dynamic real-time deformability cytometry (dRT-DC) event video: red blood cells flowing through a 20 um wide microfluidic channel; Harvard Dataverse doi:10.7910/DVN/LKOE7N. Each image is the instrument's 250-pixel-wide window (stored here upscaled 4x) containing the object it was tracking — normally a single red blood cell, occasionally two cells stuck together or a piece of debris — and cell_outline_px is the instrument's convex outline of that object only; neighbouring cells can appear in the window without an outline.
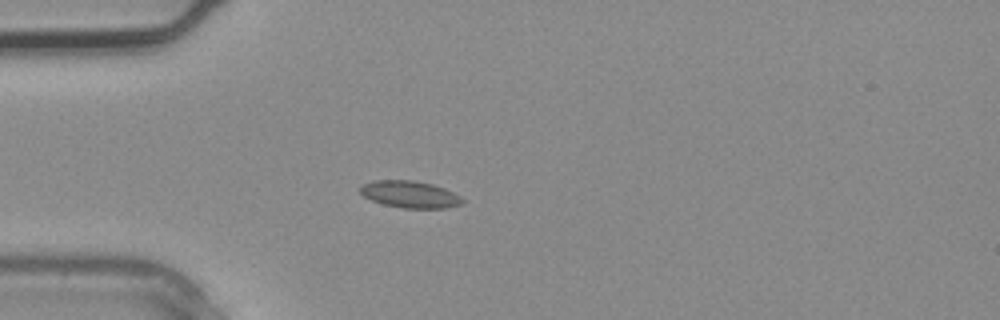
{"species": "common noctule bat (a hibernating species)", "species_latin": "Nyctalus noctula", "temperature_condition": "warm", "stored_images_in_passage": 3, "camera_frame_rate_fps": 3000, "um_per_image_px": 0.085, "animal": {"sex": "male", "body_mass_g": 20.4}, "frame": {"image": 1, "passage_image": 3, "time_ms": 0.667, "image_size_px": [1000, 320], "cell_outline_px": [[464, 200], [460, 204], [444, 208], [404, 208], [384, 204], [372, 200], [364, 196], [356, 188], [372, 180], [412, 180], [432, 184], [444, 188], [460, 196]], "centroid_in_image_um": [34.8, 16.51], "position_along_channel_um": 50.2, "area_um2": 15.95}}